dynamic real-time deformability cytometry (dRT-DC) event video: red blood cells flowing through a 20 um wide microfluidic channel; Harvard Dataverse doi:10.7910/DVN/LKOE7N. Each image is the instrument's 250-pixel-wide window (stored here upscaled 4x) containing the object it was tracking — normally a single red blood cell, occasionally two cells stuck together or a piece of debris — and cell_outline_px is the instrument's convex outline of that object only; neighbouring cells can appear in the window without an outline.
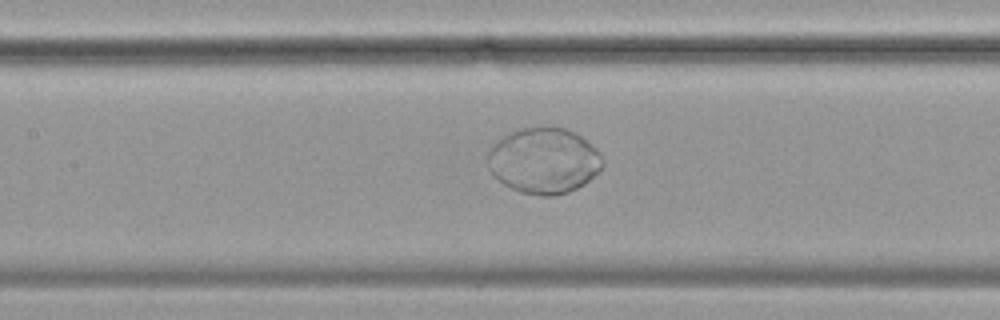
{"species": "common noctule bat (a hibernating species)", "species_latin": "Nyctalus noctula", "temperature_condition": "cold", "stored_images_in_passage": 57, "camera_frame_rate_fps": 3000, "um_per_image_px": 0.085, "animal": {"sex": "female", "body_mass_g": 19.9}, "frame": {"image": 1, "passage_image": 26, "time_ms": 8.333, "image_size_px": [1000, 320], "cell_outline_px": [[604, 164], [584, 184], [568, 192], [552, 196], [540, 196], [520, 192], [504, 184], [492, 176], [488, 168], [488, 152], [504, 136], [520, 128], [564, 128], [580, 136], [592, 144], [600, 152]], "centroid_in_image_um": [46.22, 13.68], "position_along_channel_um": 161.2, "area_um2": 43.52}}
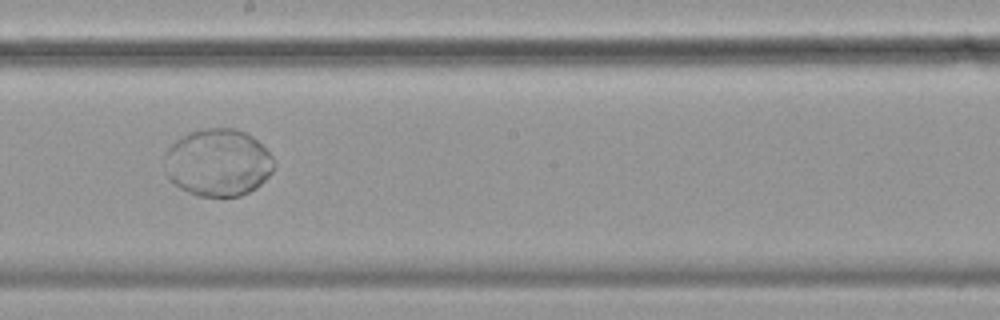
{"frame": {"image": 2, "passage_image": 32, "time_ms": 10.333, "image_size_px": [1000, 320], "cell_outline_px": [[272, 172], [256, 188], [240, 196], [200, 196], [188, 192], [180, 188], [168, 180], [164, 172], [164, 156], [168, 148], [176, 140], [192, 132], [208, 128], [232, 128], [244, 132], [252, 136], [272, 156]], "centroid_in_image_um": [18.48, 13.83], "position_along_channel_um": 229.7, "area_um2": 42.71}}